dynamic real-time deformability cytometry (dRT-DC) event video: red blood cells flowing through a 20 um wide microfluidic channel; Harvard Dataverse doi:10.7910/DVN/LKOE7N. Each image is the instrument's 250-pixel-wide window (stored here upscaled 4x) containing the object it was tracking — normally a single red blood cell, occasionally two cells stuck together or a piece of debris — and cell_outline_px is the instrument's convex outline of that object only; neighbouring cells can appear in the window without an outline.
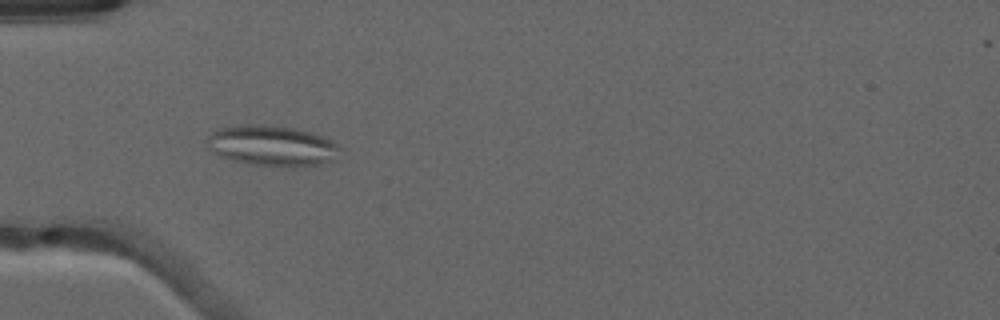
{"species": "common noctule bat (a hibernating species)", "species_latin": "Nyctalus noctula", "temperature_condition": "warm", "stored_images_in_passage": 48, "camera_frame_rate_fps": 3000, "um_per_image_px": 0.085, "animal": {"sex": "male", "forearm_length_mm": 52.5}, "frame": {"image": 1, "passage_image": 13, "time_ms": 4.0, "image_size_px": [1000, 320], "cell_outline_px": [[344, 148], [336, 160], [324, 164], [292, 168], [248, 164], [232, 160], [220, 156], [212, 152], [208, 148], [208, 136], [216, 128], [248, 124], [264, 124], [292, 128], [312, 132], [332, 140]], "centroid_in_image_um": [23.2, 12.41], "position_along_channel_um": 61.8, "area_um2": 32.25}}
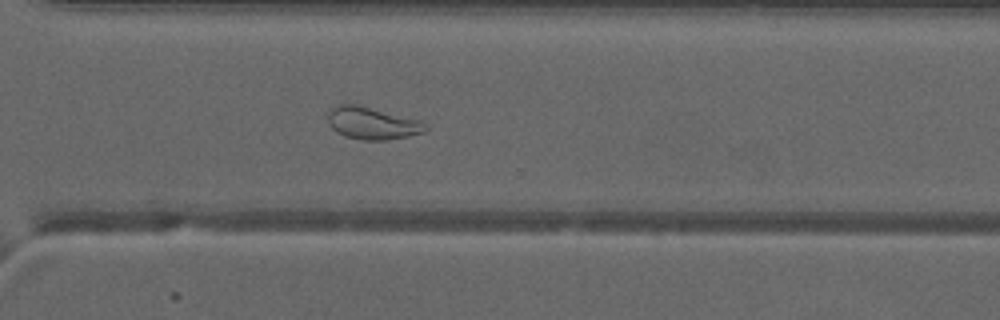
{"frame": {"image": 2, "passage_image": 34, "time_ms": 11.0, "image_size_px": [1000, 320], "cell_outline_px": [[428, 128], [424, 132], [408, 136], [384, 140], [364, 140], [344, 136], [336, 132], [328, 124], [328, 116], [332, 108], [340, 104], [356, 104], [420, 120], [428, 124]], "centroid_in_image_um": [31.65, 10.48], "position_along_channel_um": 339.0, "area_um2": 18.26}}
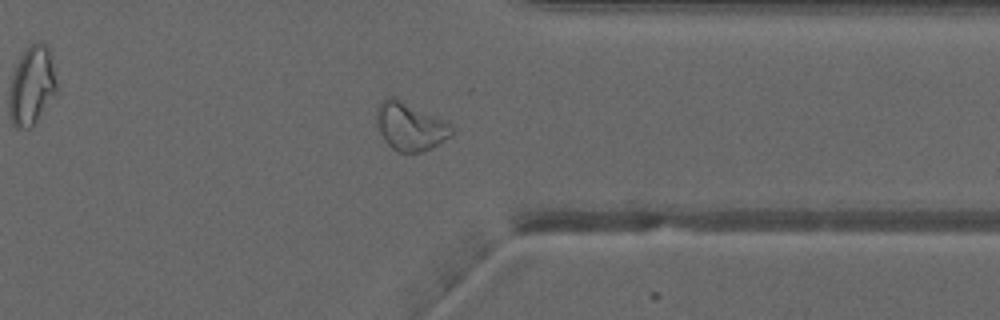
{"frame": {"image": 3, "passage_image": 37, "time_ms": 12.0, "image_size_px": [1000, 320], "cell_outline_px": [[452, 132], [448, 136], [432, 148], [420, 152], [400, 152], [392, 148], [384, 140], [376, 124], [376, 112], [380, 104], [388, 96], [396, 96], [448, 120], [452, 124]], "centroid_in_image_um": [34.87, 10.7], "position_along_channel_um": 376.5, "area_um2": 21.33}, "authors_computed_cell_mechanics": {"area_um2": 23.0622, "velocity_mm_per_s": 4.018, "shape_relaxation_time_tau1_ms": null, "shape_relaxation_time_tau2_ms": 1.8868, "deformation_change_tau1": null, "deformation_change_tau2": 0.0962}}